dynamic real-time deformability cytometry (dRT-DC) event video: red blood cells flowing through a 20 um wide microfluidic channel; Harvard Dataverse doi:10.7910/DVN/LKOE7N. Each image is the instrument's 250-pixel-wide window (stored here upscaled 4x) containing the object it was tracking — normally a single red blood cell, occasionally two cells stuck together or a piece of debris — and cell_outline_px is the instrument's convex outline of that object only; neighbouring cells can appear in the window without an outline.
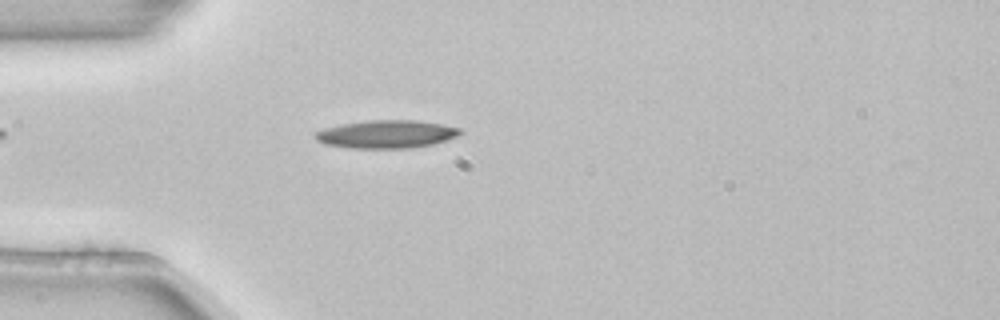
{"species": "common noctule bat (a hibernating species)", "species_latin": "Nyctalus noctula", "temperature_condition": "room temperature", "stored_images_in_passage": 2, "camera_frame_rate_fps": 3000, "um_per_image_px": 0.085, "animal": {"sex": "female", "body_mass_g": 22.7, "forearm_length_mm": 54.2}, "frame": {"image": 1, "passage_image": 2, "time_ms": 0.333, "image_size_px": [1000, 320], "cell_outline_px": [[464, 132], [448, 140], [432, 144], [412, 148], [348, 148], [324, 144], [316, 140], [312, 136], [316, 132], [324, 128], [344, 124], [368, 120], [416, 120], [444, 124], [460, 128]], "centroid_in_image_um": [32.86, 11.41], "position_along_channel_um": 52.1, "area_um2": 23.81}}